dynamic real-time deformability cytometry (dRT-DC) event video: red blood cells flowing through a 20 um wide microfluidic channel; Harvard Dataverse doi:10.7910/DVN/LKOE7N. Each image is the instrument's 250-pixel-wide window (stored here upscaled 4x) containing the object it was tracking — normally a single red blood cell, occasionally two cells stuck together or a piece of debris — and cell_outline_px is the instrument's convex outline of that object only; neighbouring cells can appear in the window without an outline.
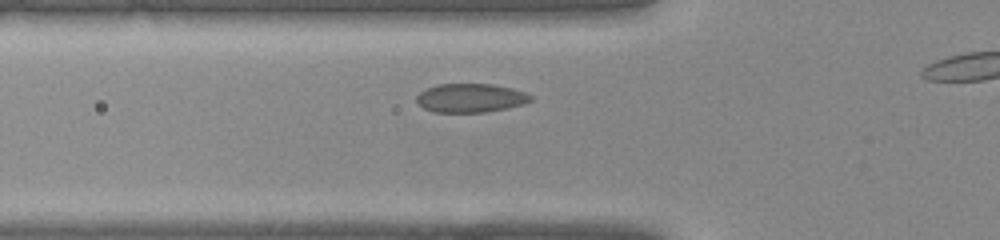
{"species": "common noctule bat (a hibernating species)", "species_latin": "Nyctalus noctula", "temperature_condition": "warm", "stored_images_in_passage": 15, "camera_frame_rate_fps": 3000, "um_per_image_px": 0.085, "animal": {"sex": "female", "body_mass_g": 22.0, "forearm_length_mm": 56.7}, "frame": {"image": 1, "passage_image": 6, "time_ms": 1.667, "image_size_px": [1000, 240], "cell_outline_px": [[532, 100], [524, 104], [508, 108], [484, 112], [432, 112], [424, 108], [416, 100], [416, 96], [420, 92], [428, 88], [440, 84], [492, 84], [512, 88], [524, 92], [532, 96]], "centroid_in_image_um": [40.01, 8.33], "position_along_channel_um": 85.8, "area_um2": 19.07}}
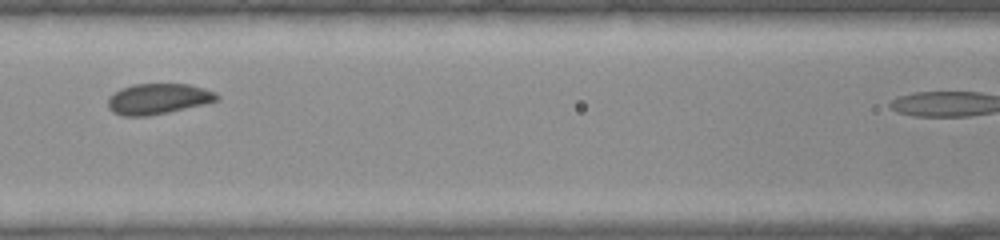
{"frame": {"image": 2, "passage_image": 10, "time_ms": 3.0, "image_size_px": [1000, 240], "cell_outline_px": [[220, 100], [208, 104], [148, 116], [124, 116], [112, 112], [108, 108], [108, 96], [120, 88], [132, 84], [188, 84], [204, 88], [216, 92], [220, 96]], "centroid_in_image_um": [13.46, 8.4], "position_along_channel_um": 153.1, "area_um2": 19.83}}
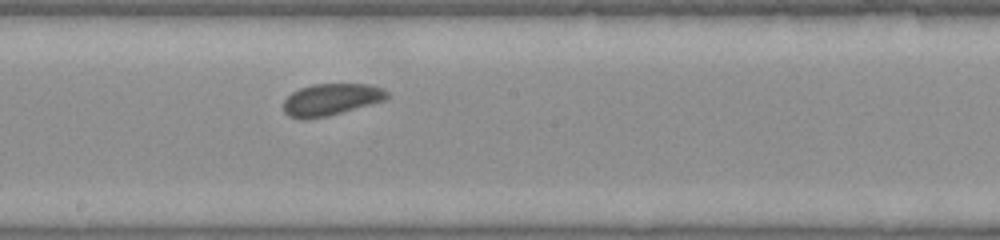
{"frame": {"image": 3, "passage_image": 14, "time_ms": 4.333, "image_size_px": [1000, 240], "cell_outline_px": [[388, 100], [328, 116], [308, 120], [300, 120], [288, 116], [284, 112], [284, 100], [292, 92], [300, 88], [312, 84], [368, 84], [380, 88], [388, 92]], "centroid_in_image_um": [28.13, 8.48], "position_along_channel_um": 220.1, "area_um2": 19.48}}